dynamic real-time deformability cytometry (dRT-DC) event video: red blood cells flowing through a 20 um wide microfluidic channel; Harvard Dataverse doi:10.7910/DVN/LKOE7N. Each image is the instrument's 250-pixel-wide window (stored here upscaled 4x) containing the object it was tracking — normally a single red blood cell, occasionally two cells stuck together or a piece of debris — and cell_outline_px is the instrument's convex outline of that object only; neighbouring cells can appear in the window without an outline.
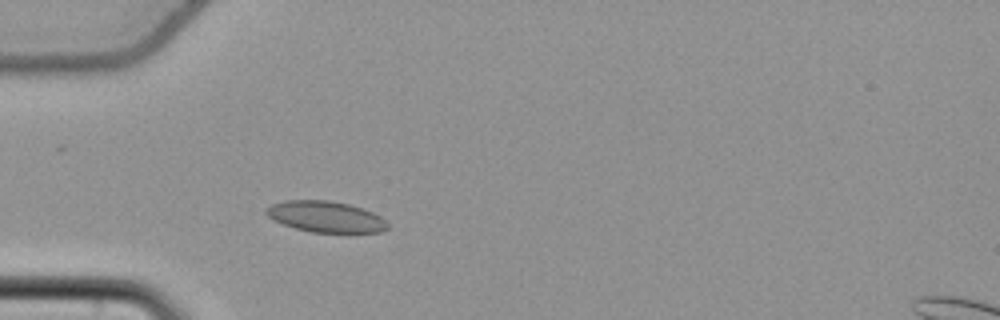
{"species": "common noctule bat (a hibernating species)", "species_latin": "Nyctalus noctula", "temperature_condition": "cold", "stored_images_in_passage": 45, "camera_frame_rate_fps": 3000, "um_per_image_px": 0.085, "animal": {"sex": "female", "body_mass_g": 22.7, "forearm_length_mm": 54.2}, "frame": {"image": 1, "passage_image": 7, "time_ms": 2.0, "image_size_px": [1000, 320], "cell_outline_px": [[388, 228], [380, 232], [348, 236], [312, 232], [296, 228], [284, 224], [268, 216], [264, 212], [264, 208], [272, 204], [284, 200], [328, 200], [348, 204], [364, 208], [380, 216], [388, 224]], "centroid_in_image_um": [27.75, 18.47], "position_along_channel_um": 57.2, "area_um2": 22.83}}
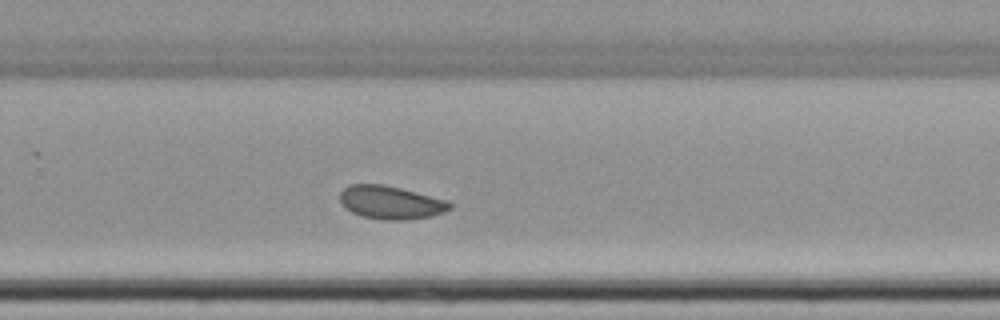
{"frame": {"image": 2, "passage_image": 27, "time_ms": 8.667, "image_size_px": [1000, 320], "cell_outline_px": [[452, 208], [444, 212], [432, 216], [408, 220], [380, 220], [360, 216], [344, 208], [340, 200], [340, 192], [348, 184], [384, 184], [448, 200], [452, 204]], "centroid_in_image_um": [33.2, 17.22], "position_along_channel_um": 296.6, "area_um2": 21.56}}
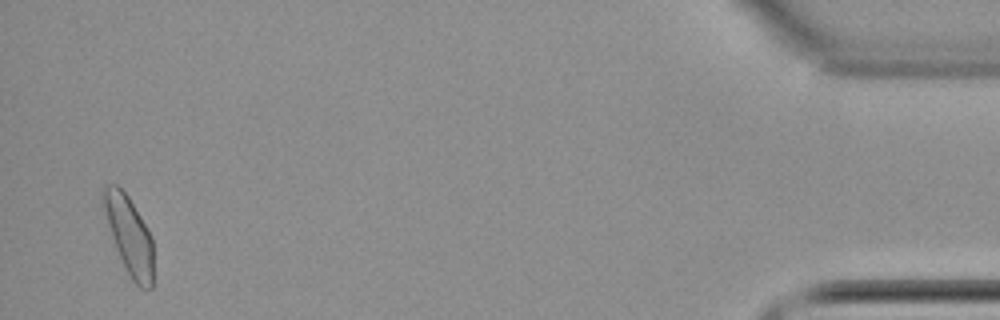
{"frame": {"image": 3, "passage_image": 44, "time_ms": 14.333, "image_size_px": [1000, 320], "cell_outline_px": [[152, 288], [140, 288], [132, 280], [116, 248], [100, 200], [100, 188], [108, 184], [116, 184], [128, 196], [148, 228], [152, 236]], "centroid_in_image_um": [10.95, 19.92], "position_along_channel_um": 424.3, "area_um2": 22.6}, "authors_computed_cell_mechanics": {"area_um2": 21.7328, "velocity_mm_per_s": 3.725, "shape_relaxation_time_tau1_ms": 10.5936, "shape_relaxation_time_tau2_ms": 1.5576, "deformation_change_tau1": 0.083, "deformation_change_tau2": 0.0628}}